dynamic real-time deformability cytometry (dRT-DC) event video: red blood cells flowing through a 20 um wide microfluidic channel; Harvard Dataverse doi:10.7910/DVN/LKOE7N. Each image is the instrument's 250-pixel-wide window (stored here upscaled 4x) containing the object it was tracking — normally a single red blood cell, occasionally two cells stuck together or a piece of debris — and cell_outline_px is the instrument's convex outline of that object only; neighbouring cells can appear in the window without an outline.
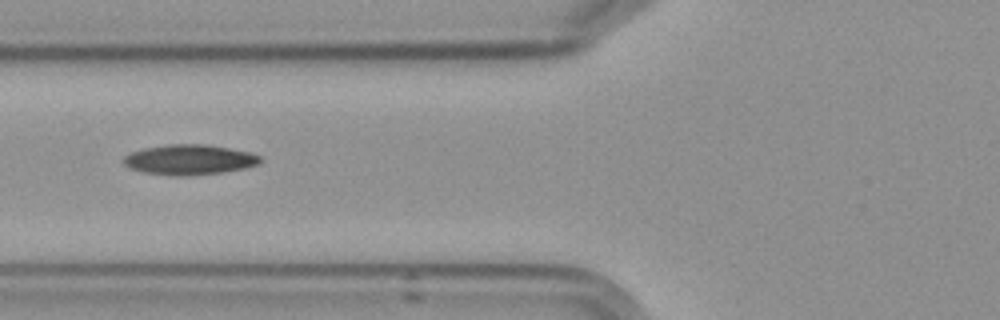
{"species": "Egyptian fruit bat (a non-hibernating species)", "species_latin": "Rousettus aegyptiacus", "temperature_condition": "cold", "stored_images_in_passage": 4, "camera_frame_rate_fps": 3000, "um_per_image_px": 0.085, "frame": {"image": 1, "passage_image": 3, "time_ms": 2.333, "image_size_px": [1000, 320], "cell_outline_px": [[260, 164], [244, 168], [224, 172], [188, 176], [176, 176], [144, 172], [128, 168], [124, 164], [124, 156], [132, 152], [144, 148], [168, 144], [208, 144], [248, 152], [260, 156]], "centroid_in_image_um": [16.09, 13.57], "position_along_channel_um": 109.7, "area_um2": 23.99}}
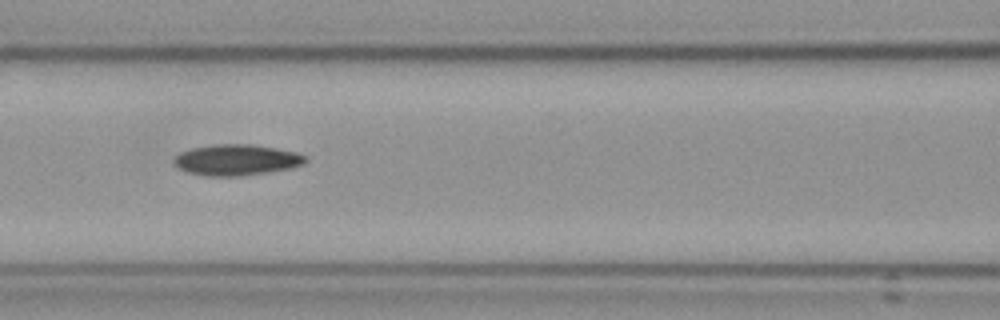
{"frame": {"image": 2, "passage_image": 4, "time_ms": 3.333, "image_size_px": [1000, 320], "cell_outline_px": [[308, 160], [304, 164], [292, 168], [268, 172], [240, 176], [208, 176], [188, 172], [180, 168], [172, 160], [180, 152], [192, 148], [216, 144], [252, 144], [276, 148], [296, 152], [308, 156]], "centroid_in_image_um": [20.16, 13.59], "position_along_channel_um": 146.4, "area_um2": 23.76}}